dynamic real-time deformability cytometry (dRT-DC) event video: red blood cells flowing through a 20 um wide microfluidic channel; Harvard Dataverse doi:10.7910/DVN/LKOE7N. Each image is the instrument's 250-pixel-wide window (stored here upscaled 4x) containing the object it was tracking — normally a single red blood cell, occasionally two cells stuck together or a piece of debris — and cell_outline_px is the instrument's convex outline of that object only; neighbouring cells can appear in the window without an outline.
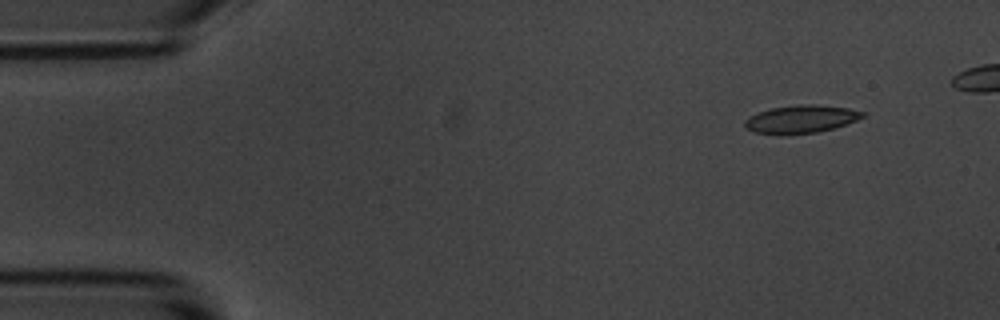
{"species": "common noctule bat (a hibernating species)", "species_latin": "Nyctalus noctula", "temperature_condition": "room temperature", "stored_images_in_passage": 45, "camera_frame_rate_fps": 3000, "um_per_image_px": 0.085, "animal": {"sex": "male", "body_mass_g": 20.1, "forearm_length_mm": 53.5}, "frame": {"image": 1, "passage_image": 1, "time_ms": 0.0, "image_size_px": [1000, 320], "cell_outline_px": [[864, 116], [856, 120], [832, 128], [816, 132], [784, 136], [780, 136], [756, 132], [744, 128], [744, 120], [748, 116], [772, 108], [804, 104], [816, 104], [848, 108], [864, 112]], "centroid_in_image_um": [68.02, 10.14], "position_along_channel_um": 17.0, "area_um2": 19.19}}
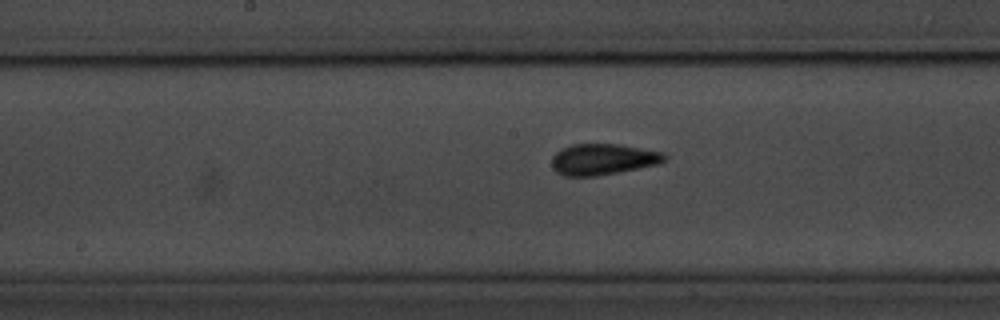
{"frame": {"image": 2, "passage_image": 23, "time_ms": 7.333, "image_size_px": [1000, 320], "cell_outline_px": [[668, 156], [660, 164], [596, 176], [564, 176], [556, 172], [552, 168], [552, 156], [560, 148], [572, 144], [616, 144], [664, 152]], "centroid_in_image_um": [51.23, 13.54], "position_along_channel_um": 197.0, "area_um2": 20.52}}
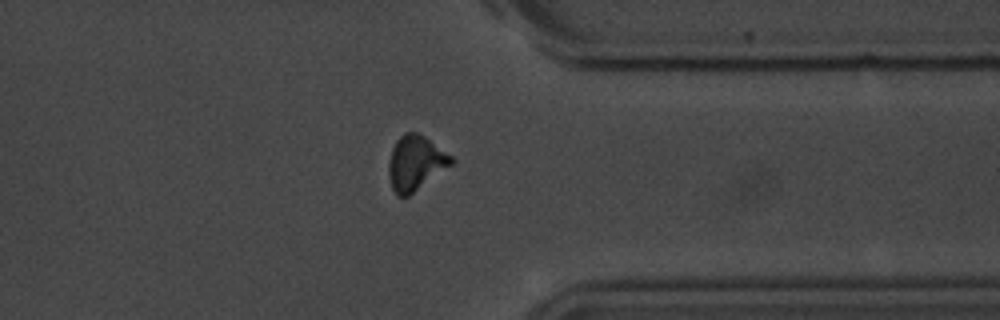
{"frame": {"image": 3, "passage_image": 38, "time_ms": 12.333, "image_size_px": [1000, 320], "cell_outline_px": [[456, 160], [452, 164], [408, 196], [396, 196], [392, 188], [388, 176], [388, 164], [392, 148], [396, 140], [404, 132], [416, 132], [424, 136], [452, 156]], "centroid_in_image_um": [35.3, 13.85], "position_along_channel_um": 376.1, "area_um2": 19.88}, "authors_computed_cell_mechanics": {"area_um2": 19.2474, "velocity_mm_per_s": 3.6965, "shape_relaxation_time_tau1_ms": 4.0388, "shape_relaxation_time_tau2_ms": 1.5742, "deformation_change_tau1": 0.145, "deformation_change_tau2": 0.0807}}